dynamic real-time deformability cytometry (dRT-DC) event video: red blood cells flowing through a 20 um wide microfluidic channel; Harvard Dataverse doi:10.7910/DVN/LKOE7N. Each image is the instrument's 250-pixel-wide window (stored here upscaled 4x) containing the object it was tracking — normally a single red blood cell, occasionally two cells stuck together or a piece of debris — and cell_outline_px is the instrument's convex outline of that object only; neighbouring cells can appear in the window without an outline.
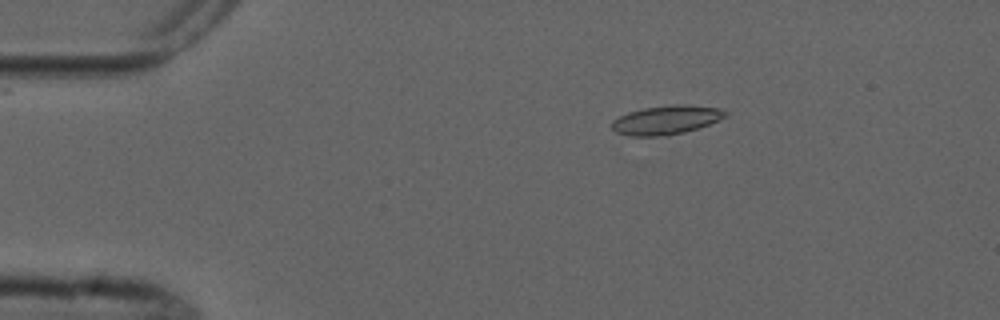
{"species": "common noctule bat (a hibernating species)", "species_latin": "Nyctalus noctula", "temperature_condition": "cold", "stored_images_in_passage": 5, "camera_frame_rate_fps": 3000, "um_per_image_px": 0.085, "animal": {"sex": "male", "forearm_length_mm": 52.5}, "frame": {"image": 1, "passage_image": 3, "time_ms": 2.333, "image_size_px": [1000, 320], "cell_outline_px": [[728, 116], [708, 124], [684, 132], [668, 136], [628, 136], [616, 132], [612, 128], [612, 120], [628, 112], [644, 108], [672, 104], [684, 104], [720, 108], [728, 112]], "centroid_in_image_um": [56.63, 10.19], "position_along_channel_um": 28.4, "area_um2": 19.19}}
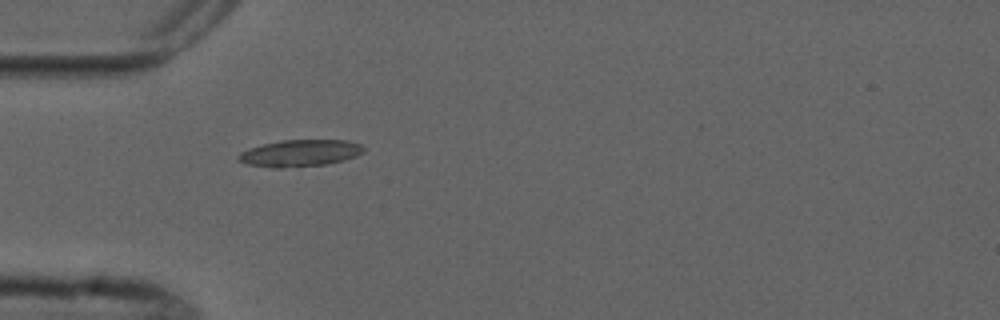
{"frame": {"image": 2, "passage_image": 4, "time_ms": 4.667, "image_size_px": [1000, 320], "cell_outline_px": [[364, 152], [356, 156], [344, 160], [324, 164], [284, 168], [276, 168], [248, 164], [236, 160], [236, 156], [240, 152], [248, 148], [280, 140], [348, 140], [360, 144], [364, 148]], "centroid_in_image_um": [25.47, 13.01], "position_along_channel_um": 59.5, "area_um2": 19.59}}
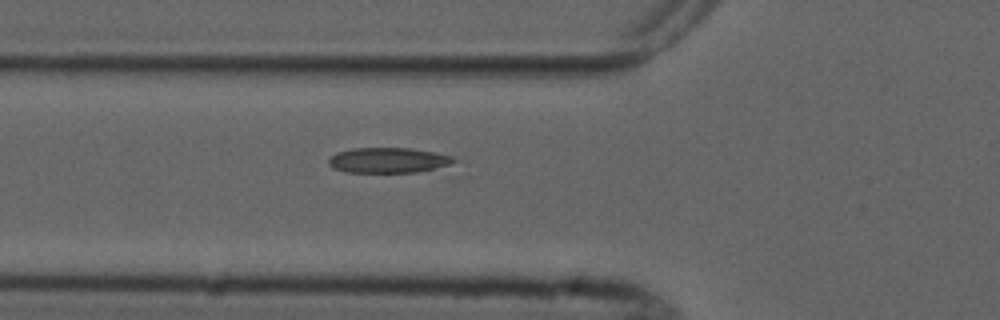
{"frame": {"image": 3, "passage_image": 5, "time_ms": 5.667, "image_size_px": [1000, 320], "cell_outline_px": [[456, 160], [448, 164], [416, 172], [344, 172], [332, 168], [328, 164], [328, 160], [336, 152], [352, 148], [408, 148], [432, 152], [452, 156]], "centroid_in_image_um": [32.9, 13.62], "position_along_channel_um": 92.9, "area_um2": 18.15}}